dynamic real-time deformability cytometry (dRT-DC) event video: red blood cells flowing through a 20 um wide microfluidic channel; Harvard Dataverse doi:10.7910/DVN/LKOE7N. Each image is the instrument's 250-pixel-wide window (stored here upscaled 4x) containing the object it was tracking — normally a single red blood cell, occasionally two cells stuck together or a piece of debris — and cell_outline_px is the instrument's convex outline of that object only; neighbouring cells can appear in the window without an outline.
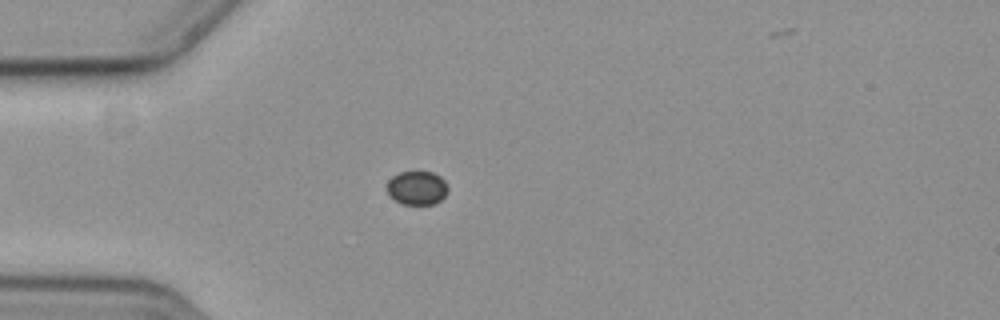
{"species": "common noctule bat (a hibernating species)", "species_latin": "Nyctalus noctula", "temperature_condition": "cold", "stored_images_in_passage": 44, "camera_frame_rate_fps": 3000, "um_per_image_px": 0.085, "animal": {"sex": "female", "body_mass_g": 19.3, "forearm_length_mm": 54.1}, "frame": {"image": 1, "passage_image": 1, "time_ms": 0.0, "image_size_px": [1000, 320], "cell_outline_px": [[448, 188], [444, 196], [436, 204], [400, 204], [388, 196], [388, 180], [392, 176], [400, 172], [432, 172], [440, 176], [444, 180]], "centroid_in_image_um": [35.43, 15.98], "position_along_channel_um": 49.6, "area_um2": 12.02}}
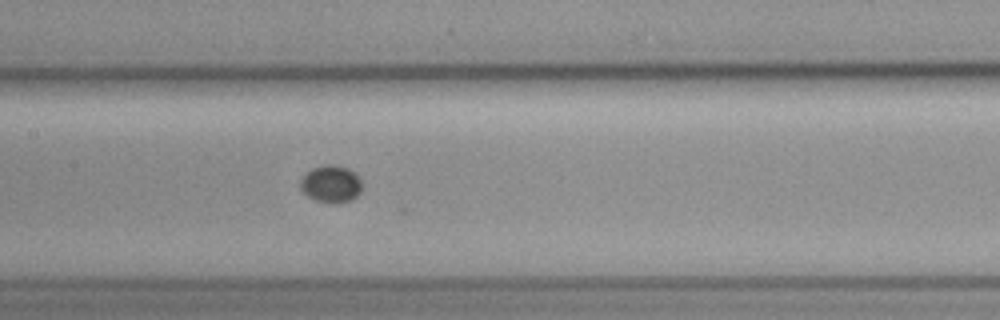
{"frame": {"image": 2, "passage_image": 13, "time_ms": 4.0, "image_size_px": [1000, 320], "cell_outline_px": [[360, 192], [352, 200], [336, 204], [332, 204], [316, 200], [308, 196], [300, 188], [300, 180], [312, 168], [324, 164], [336, 164], [348, 168], [360, 180]], "centroid_in_image_um": [28.12, 15.64], "position_along_channel_um": 179.3, "area_um2": 13.29}}
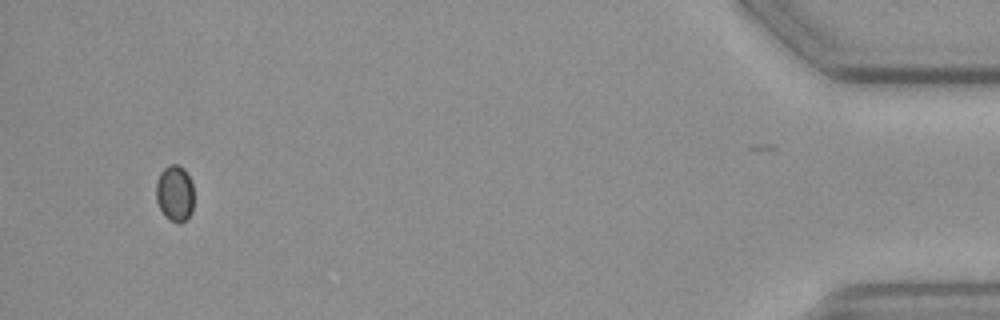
{"frame": {"image": 3, "passage_image": 40, "time_ms": 13.0, "image_size_px": [1000, 320], "cell_outline_px": [[192, 212], [180, 224], [176, 224], [168, 220], [164, 216], [156, 200], [156, 184], [160, 172], [168, 164], [176, 164], [184, 168], [192, 184]], "centroid_in_image_um": [14.83, 16.45], "position_along_channel_um": 420.4, "area_um2": 12.43}}